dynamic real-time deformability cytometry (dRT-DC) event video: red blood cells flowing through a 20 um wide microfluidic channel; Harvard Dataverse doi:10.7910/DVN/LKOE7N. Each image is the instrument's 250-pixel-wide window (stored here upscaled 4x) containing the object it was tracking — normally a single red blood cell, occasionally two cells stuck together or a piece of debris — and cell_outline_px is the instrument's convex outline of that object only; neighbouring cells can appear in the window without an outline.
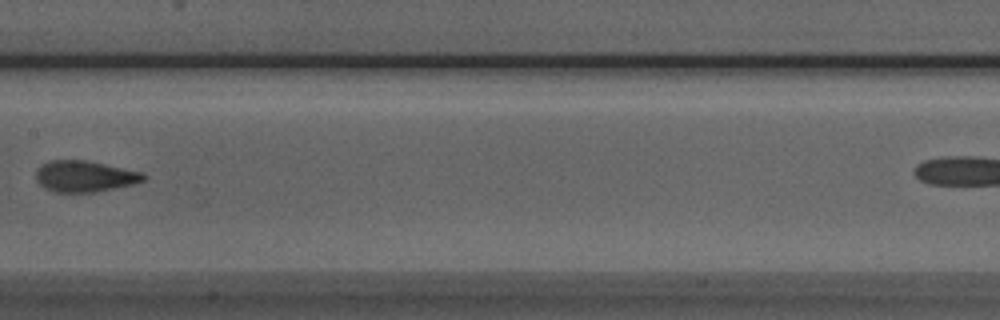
{"species": "Egyptian fruit bat (a non-hibernating species)", "species_latin": "Rousettus aegyptiacus", "temperature_condition": "room temperature", "stored_images_in_passage": 8, "segment_of_instrument_passage": [1, 2], "camera_frame_rate_fps": 3000, "um_per_image_px": 0.085, "animal": {"sex": "male"}, "frame": {"image": 1, "passage_image": 7, "time_ms": 6.667, "image_size_px": [1000, 320], "cell_outline_px": [[148, 176], [144, 180], [132, 184], [96, 192], [56, 192], [44, 188], [36, 180], [36, 172], [40, 164], [48, 160], [84, 160], [144, 172]], "centroid_in_image_um": [7.19, 14.98], "position_along_channel_um": 200.2, "area_um2": 19.59}}